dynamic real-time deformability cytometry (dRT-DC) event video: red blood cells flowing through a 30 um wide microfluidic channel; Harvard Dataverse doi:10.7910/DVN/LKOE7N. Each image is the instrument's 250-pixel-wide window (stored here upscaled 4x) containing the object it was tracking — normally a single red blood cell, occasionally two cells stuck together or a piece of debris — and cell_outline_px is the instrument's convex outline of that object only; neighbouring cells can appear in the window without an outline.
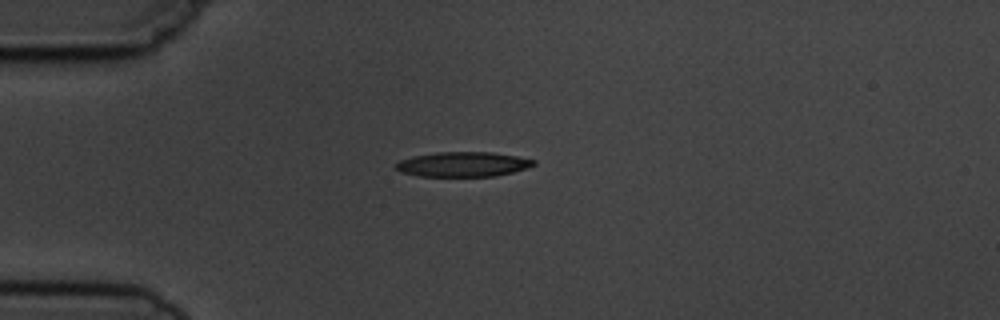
{"species": "common noctule bat (a hibernating species)", "species_latin": "Nyctalus noctula", "temperature_condition": "cold", "stored_images_in_passage": 3, "camera_frame_rate_fps": 3000, "um_per_image_px": 0.085, "animal": {"sex": "male", "body_mass_g": 19.5, "forearm_length_mm": 54.6}, "frame": {"image": 1, "passage_image": 1, "time_ms": 0.0, "image_size_px": [1000, 320], "cell_outline_px": [[536, 164], [528, 168], [496, 176], [420, 176], [400, 172], [392, 164], [400, 160], [416, 156], [436, 152], [492, 152], [516, 156], [536, 160]], "centroid_in_image_um": [39.36, 13.96], "position_along_channel_um": 45.6, "area_um2": 19.94}}
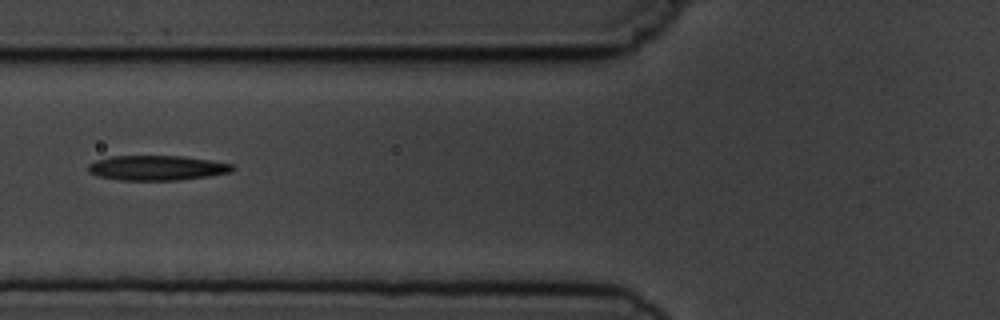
{"frame": {"image": 2, "passage_image": 3, "time_ms": 2.333, "image_size_px": [1000, 320], "cell_outline_px": [[236, 168], [232, 172], [208, 176], [180, 180], [120, 180], [96, 176], [88, 172], [88, 164], [96, 160], [112, 156], [184, 156], [212, 160], [232, 164]], "centroid_in_image_um": [13.35, 14.27], "position_along_channel_um": 112.5, "area_um2": 21.1}}